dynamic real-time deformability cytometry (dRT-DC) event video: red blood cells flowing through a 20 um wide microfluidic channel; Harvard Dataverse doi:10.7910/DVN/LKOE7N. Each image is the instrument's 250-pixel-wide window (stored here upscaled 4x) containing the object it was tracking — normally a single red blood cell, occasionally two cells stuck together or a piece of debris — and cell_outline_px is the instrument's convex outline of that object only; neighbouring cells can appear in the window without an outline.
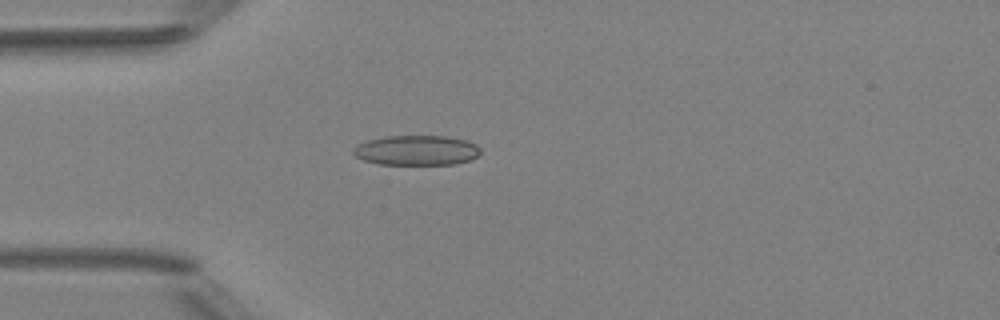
{"species": "Egyptian fruit bat (a non-hibernating species)", "species_latin": "Rousettus aegyptiacus", "temperature_condition": "room temperature", "stored_images_in_passage": 4, "camera_frame_rate_fps": 3000, "um_per_image_px": 0.085, "animal": {"sex": "female"}, "frame": {"image": 1, "passage_image": 4, "time_ms": 3.667, "image_size_px": [1000, 320], "cell_outline_px": [[480, 152], [472, 160], [456, 164], [380, 164], [364, 160], [356, 156], [352, 152], [352, 148], [356, 144], [368, 140], [384, 136], [448, 136], [468, 140], [476, 144], [480, 148]], "centroid_in_image_um": [35.41, 12.77], "position_along_channel_um": 49.6, "area_um2": 22.37}}